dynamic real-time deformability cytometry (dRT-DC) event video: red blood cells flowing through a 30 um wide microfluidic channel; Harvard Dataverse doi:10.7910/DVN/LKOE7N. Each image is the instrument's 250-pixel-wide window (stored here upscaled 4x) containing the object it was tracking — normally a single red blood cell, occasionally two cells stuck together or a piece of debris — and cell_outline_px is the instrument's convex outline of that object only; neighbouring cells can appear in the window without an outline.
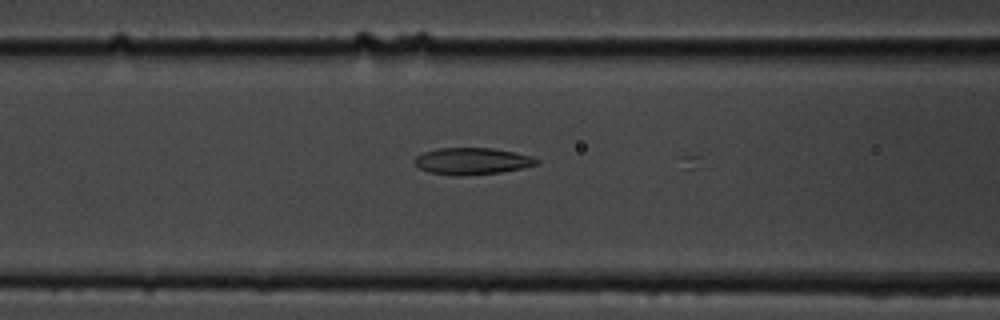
{"species": "common noctule bat (a hibernating species)", "species_latin": "Nyctalus noctula", "temperature_condition": "cold", "stored_images_in_passage": 10, "camera_frame_rate_fps": 3000, "um_per_image_px": 0.085, "animal": {"sex": "male", "body_mass_g": 19.5, "forearm_length_mm": 54.6}, "frame": {"image": 1, "passage_image": 6, "time_ms": 1.667, "image_size_px": [1000, 320], "cell_outline_px": [[540, 164], [500, 172], [460, 176], [456, 176], [428, 172], [420, 168], [412, 160], [416, 156], [424, 152], [440, 148], [492, 148], [516, 152], [532, 156], [540, 160]], "centroid_in_image_um": [40.14, 13.69], "position_along_channel_um": 126.5, "area_um2": 19.07}}
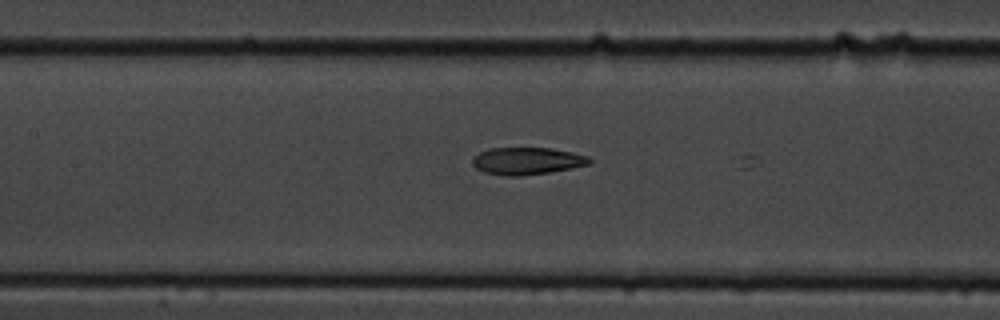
{"frame": {"image": 2, "passage_image": 9, "time_ms": 2.667, "image_size_px": [1000, 320], "cell_outline_px": [[592, 164], [548, 172], [520, 176], [508, 176], [484, 172], [476, 168], [472, 164], [472, 156], [488, 148], [552, 148], [572, 152], [588, 156], [592, 160]], "centroid_in_image_um": [44.79, 13.67], "position_along_channel_um": 162.6, "area_um2": 18.61}}